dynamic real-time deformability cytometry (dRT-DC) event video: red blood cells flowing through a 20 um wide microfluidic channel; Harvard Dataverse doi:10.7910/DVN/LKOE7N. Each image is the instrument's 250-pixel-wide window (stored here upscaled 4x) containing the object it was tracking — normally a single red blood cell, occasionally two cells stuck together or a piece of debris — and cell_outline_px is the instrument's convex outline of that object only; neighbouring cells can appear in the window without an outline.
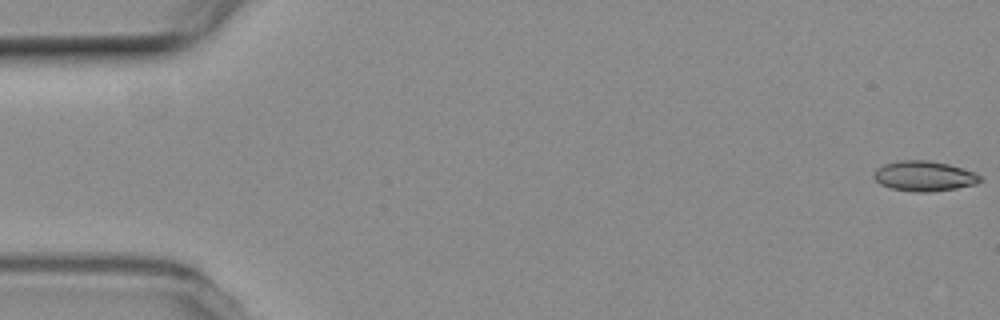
{"species": "common noctule bat (a hibernating species)", "species_latin": "Nyctalus noctula", "temperature_condition": "room temperature", "stored_images_in_passage": 8, "camera_frame_rate_fps": 3000, "um_per_image_px": 0.085, "animal": {"sex": "female", "body_mass_g": 19.3, "forearm_length_mm": 54.1}, "frame": {"image": 1, "passage_image": 1, "time_ms": 0.0, "image_size_px": [1000, 320], "cell_outline_px": [[984, 180], [976, 184], [956, 188], [932, 192], [916, 192], [892, 188], [880, 184], [872, 176], [876, 168], [884, 164], [900, 160], [928, 160], [948, 164], [976, 172], [984, 176]], "centroid_in_image_um": [78.6, 14.96], "position_along_channel_um": 6.4, "area_um2": 18.9}}
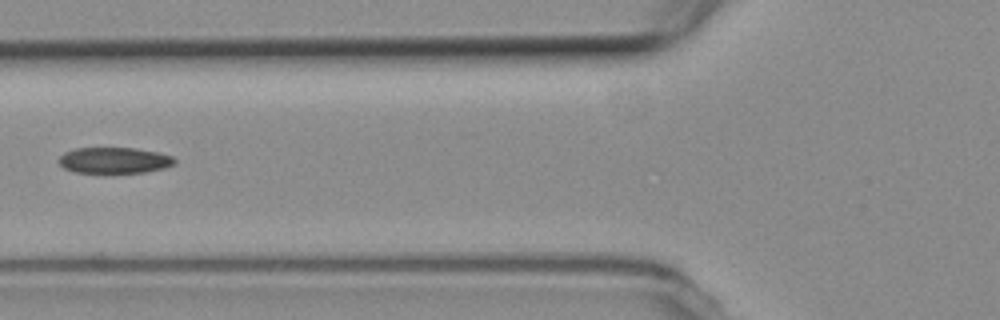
{"frame": {"image": 2, "passage_image": 7, "time_ms": 7.0, "image_size_px": [1000, 320], "cell_outline_px": [[176, 164], [164, 168], [144, 172], [104, 176], [76, 172], [64, 168], [60, 164], [60, 156], [64, 152], [76, 148], [136, 148], [156, 152], [172, 156], [176, 160]], "centroid_in_image_um": [9.71, 13.68], "position_along_channel_um": 116.1, "area_um2": 18.32}}
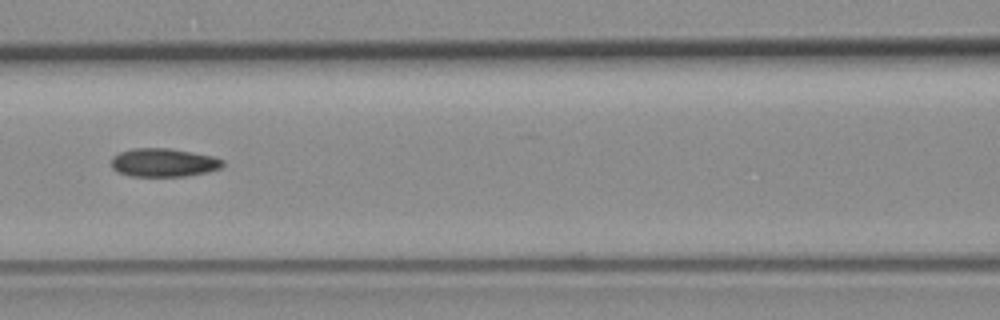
{"frame": {"image": 3, "passage_image": 8, "time_ms": 8.0, "image_size_px": [1000, 320], "cell_outline_px": [[224, 164], [220, 168], [208, 172], [184, 176], [132, 176], [116, 172], [112, 168], [112, 156], [120, 152], [132, 148], [168, 148], [192, 152], [212, 156], [224, 160]], "centroid_in_image_um": [13.89, 13.82], "position_along_channel_um": 152.7, "area_um2": 18.5}}